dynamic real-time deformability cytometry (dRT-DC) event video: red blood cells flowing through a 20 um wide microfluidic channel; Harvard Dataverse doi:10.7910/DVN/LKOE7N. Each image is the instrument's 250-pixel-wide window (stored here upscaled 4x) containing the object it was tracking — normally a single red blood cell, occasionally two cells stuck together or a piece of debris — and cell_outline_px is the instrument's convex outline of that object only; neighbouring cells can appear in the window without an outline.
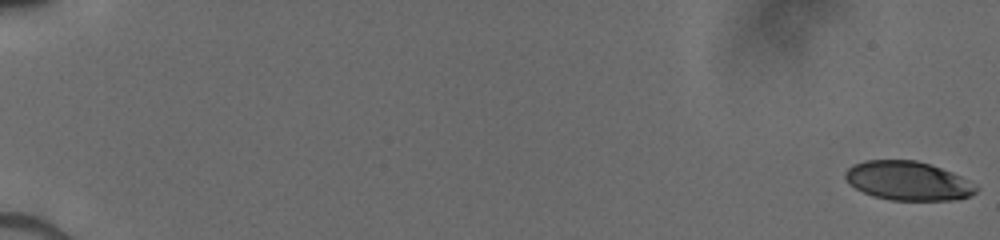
{"species": "human", "species_latin": "Homo sapiens", "temperature_condition": "cold", "stored_images_in_passage": 22, "camera_frame_rate_fps": 3000, "um_per_image_px": 0.085, "donor": {"sex": "male"}, "frame": {"image": 1, "passage_image": 1, "time_ms": 0.0, "image_size_px": [1000, 240], "cell_outline_px": [[980, 188], [976, 192], [960, 200], [888, 200], [872, 196], [848, 184], [844, 176], [844, 172], [852, 164], [864, 160], [916, 160], [952, 172], [968, 180]], "centroid_in_image_um": [77.15, 15.38], "position_along_channel_um": 7.8, "area_um2": 29.88}}
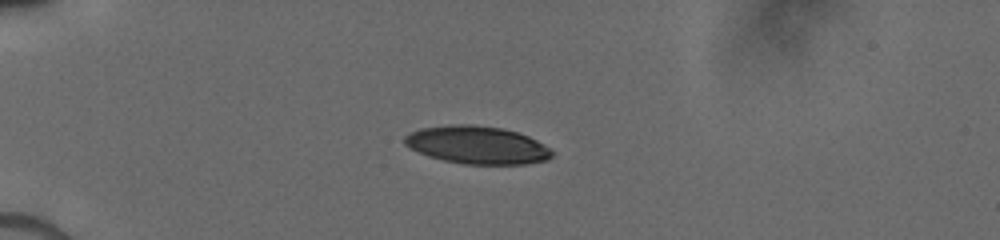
{"frame": {"image": 2, "passage_image": 18, "time_ms": 5.0, "image_size_px": [1000, 240], "cell_outline_px": [[552, 156], [548, 160], [524, 164], [464, 164], [444, 160], [428, 156], [404, 144], [404, 136], [408, 132], [420, 128], [452, 124], [472, 124], [500, 128], [516, 132], [528, 136], [544, 144], [552, 152]], "centroid_in_image_um": [40.53, 12.32], "position_along_channel_um": 44.5, "area_um2": 32.37}}